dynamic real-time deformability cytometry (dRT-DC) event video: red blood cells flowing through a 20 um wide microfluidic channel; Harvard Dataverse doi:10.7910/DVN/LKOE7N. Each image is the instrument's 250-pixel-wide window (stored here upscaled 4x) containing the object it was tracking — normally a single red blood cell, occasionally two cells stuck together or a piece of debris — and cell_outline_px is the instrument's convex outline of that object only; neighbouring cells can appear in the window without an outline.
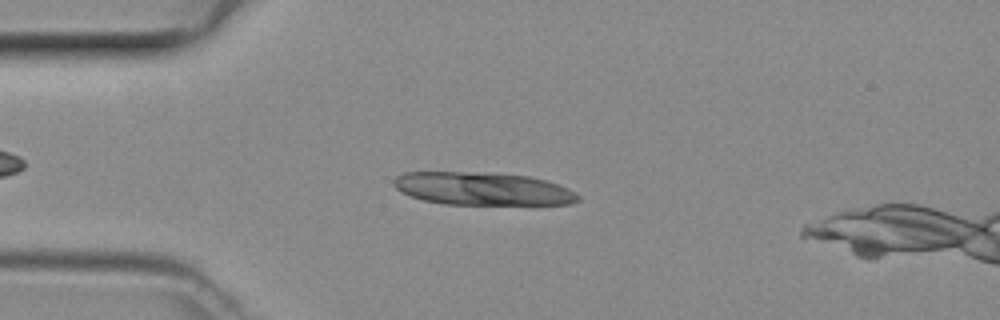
{"species": "common noctule bat (a hibernating species)", "species_latin": "Nyctalus noctula", "temperature_condition": "room temperature", "stored_images_in_passage": 34, "camera_frame_rate_fps": 3000, "um_per_image_px": 0.085, "animal": {"sex": "female", "body_mass_g": 29.2, "forearm_length_mm": 56.3}, "frame": {"image": 1, "passage_image": 1, "time_ms": 0.0, "image_size_px": [1000, 320], "cell_outline_px": [[580, 200], [572, 204], [444, 204], [424, 200], [400, 192], [392, 184], [392, 180], [396, 176], [404, 172], [488, 172], [528, 176], [544, 180], [568, 188], [576, 192], [580, 196]], "centroid_in_image_um": [41.0, 16.03], "position_along_channel_um": 44.0, "area_um2": 35.43}}
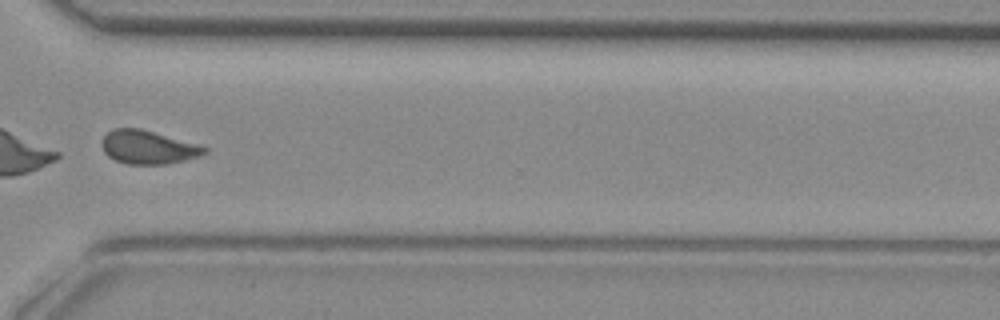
{"frame": {"image": 2, "passage_image": 25, "time_ms": 8.0, "image_size_px": [1000, 320], "cell_outline_px": [[208, 152], [184, 160], [164, 164], [128, 164], [116, 160], [108, 156], [104, 152], [100, 144], [100, 140], [112, 128], [140, 128], [196, 144], [208, 148]], "centroid_in_image_um": [12.52, 12.5], "position_along_channel_um": 358.1, "area_um2": 19.83}}